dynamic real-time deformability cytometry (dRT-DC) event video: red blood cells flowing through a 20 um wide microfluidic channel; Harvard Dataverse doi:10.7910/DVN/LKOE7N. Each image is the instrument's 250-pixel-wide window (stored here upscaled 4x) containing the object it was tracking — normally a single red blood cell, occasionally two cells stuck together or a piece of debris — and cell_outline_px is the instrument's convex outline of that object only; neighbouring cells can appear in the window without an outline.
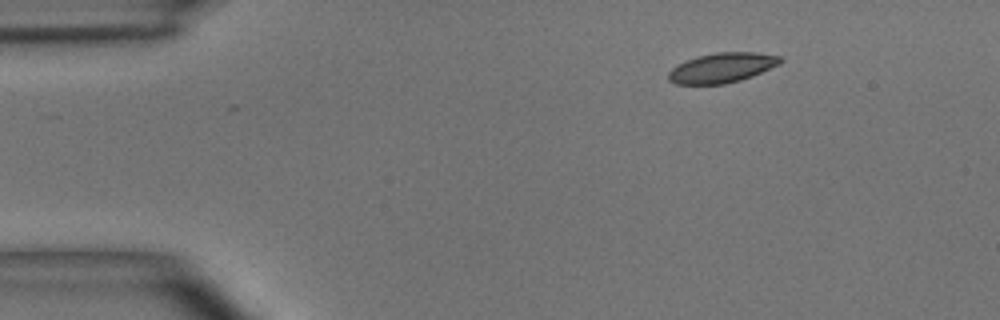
{"species": "common noctule bat (a hibernating species)", "species_latin": "Nyctalus noctula", "temperature_condition": "room temperature", "stored_images_in_passage": 44, "camera_frame_rate_fps": 3000, "um_per_image_px": 0.085, "animal": {"sex": "male", "body_mass_g": 15.6}, "frame": {"image": 1, "passage_image": 1, "time_ms": 0.0, "image_size_px": [1000, 320], "cell_outline_px": [[784, 60], [780, 64], [752, 76], [740, 80], [724, 84], [676, 84], [668, 80], [668, 72], [672, 68], [684, 60], [696, 56], [716, 52], [756, 52], [780, 56]], "centroid_in_image_um": [61.36, 5.75], "position_along_channel_um": 23.6, "area_um2": 19.59}}
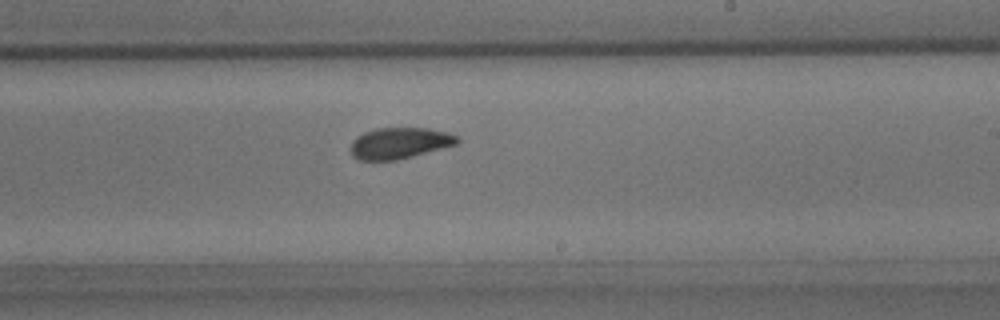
{"frame": {"image": 2, "passage_image": 24, "time_ms": 7.667, "image_size_px": [1000, 320], "cell_outline_px": [[460, 140], [456, 144], [412, 156], [396, 160], [360, 160], [352, 156], [352, 140], [356, 136], [364, 132], [376, 128], [428, 128], [448, 132], [460, 136]], "centroid_in_image_um": [33.97, 12.15], "position_along_channel_um": 255.0, "area_um2": 19.31}}
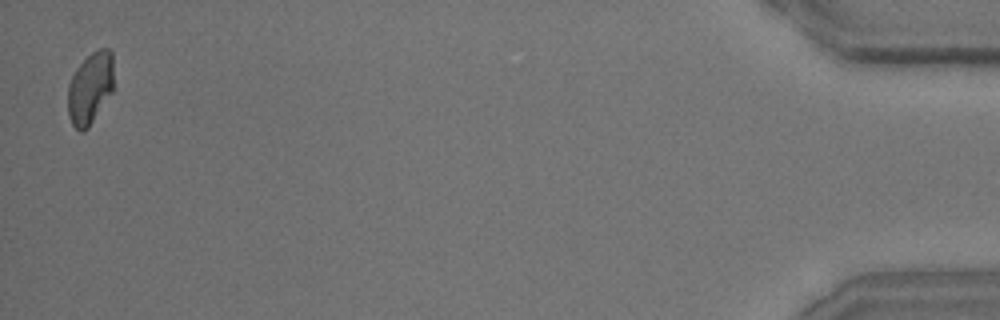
{"frame": {"image": 3, "passage_image": 44, "time_ms": 14.333, "image_size_px": [1000, 320], "cell_outline_px": [[112, 92], [88, 128], [84, 132], [80, 132], [72, 124], [68, 116], [68, 84], [76, 68], [92, 52], [100, 48], [108, 48], [112, 52]], "centroid_in_image_um": [7.65, 7.51], "position_along_channel_um": 427.6, "area_um2": 19.07}, "authors_computed_cell_mechanics": {"area_um2": 19.7387, "velocity_mm_per_s": 3.9092, "shape_relaxation_time_tau1_ms": 4.157, "shape_relaxation_time_tau2_ms": 2.0058, "deformation_change_tau1": 0.1181, "deformation_change_tau2": 0.0715}}